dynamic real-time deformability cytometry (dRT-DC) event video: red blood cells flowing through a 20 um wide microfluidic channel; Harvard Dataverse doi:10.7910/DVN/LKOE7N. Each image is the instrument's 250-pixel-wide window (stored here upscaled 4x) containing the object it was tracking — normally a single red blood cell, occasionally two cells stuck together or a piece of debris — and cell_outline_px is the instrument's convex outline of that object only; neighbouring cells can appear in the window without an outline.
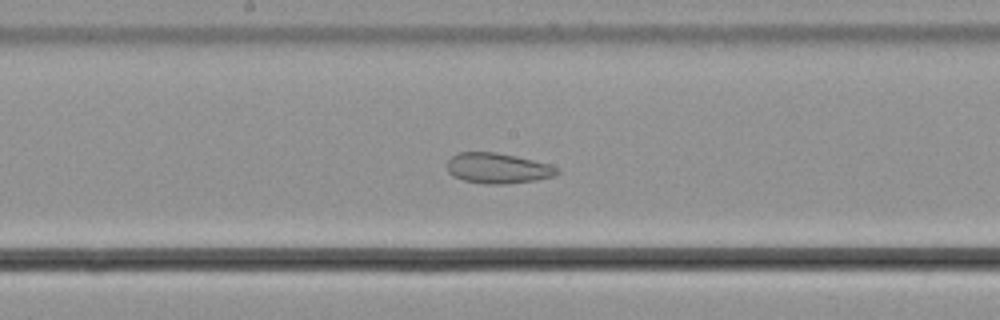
{"species": "common noctule bat (a hibernating species)", "species_latin": "Nyctalus noctula", "temperature_condition": "cold", "stored_images_in_passage": 58, "camera_frame_rate_fps": 3000, "um_per_image_px": 0.085, "animal": {"sex": "male", "body_mass_g": 21.5, "forearm_length_mm": 52.0}, "frame": {"image": 1, "passage_image": 31, "time_ms": 10.0, "image_size_px": [1000, 320], "cell_outline_px": [[560, 172], [556, 176], [536, 180], [504, 184], [484, 184], [464, 180], [452, 176], [448, 172], [448, 160], [452, 156], [460, 152], [496, 152], [516, 156], [548, 164], [560, 168]], "centroid_in_image_um": [42.33, 14.3], "position_along_channel_um": 205.9, "area_um2": 19.54}}
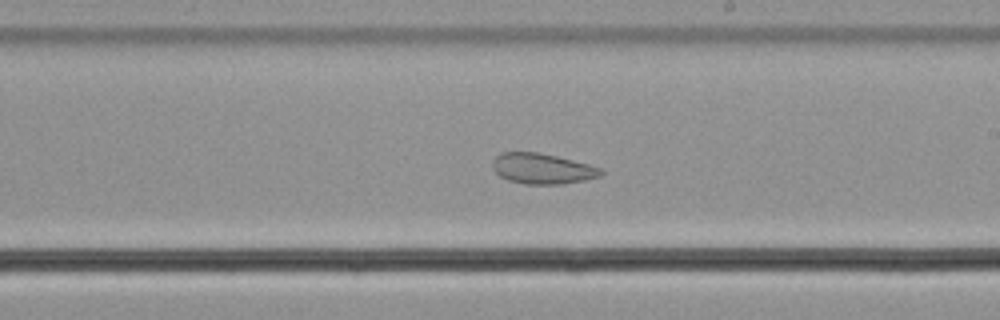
{"frame": {"image": 2, "passage_image": 34, "time_ms": 11.0, "image_size_px": [1000, 320], "cell_outline_px": [[604, 172], [600, 176], [584, 180], [564, 184], [524, 184], [508, 180], [500, 176], [492, 168], [492, 160], [500, 152], [536, 152], [556, 156], [604, 168]], "centroid_in_image_um": [46.09, 14.33], "position_along_channel_um": 242.9, "area_um2": 19.36}}
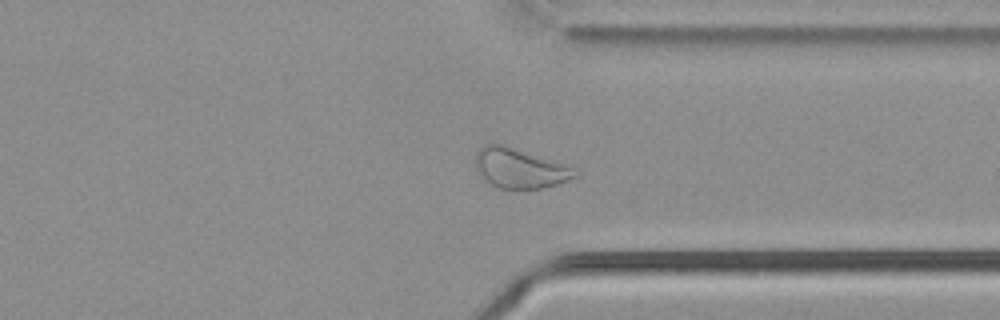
{"frame": {"image": 3, "passage_image": 44, "time_ms": 14.333, "image_size_px": [1000, 320], "cell_outline_px": [[580, 176], [556, 184], [540, 188], [496, 188], [488, 184], [476, 172], [476, 152], [484, 144], [500, 144], [564, 164], [580, 172]], "centroid_in_image_um": [44.14, 14.32], "position_along_channel_um": 367.3, "area_um2": 22.83}, "authors_computed_cell_mechanics": {"area_um2": 28.033, "velocity_mm_per_s": 3.7036, "shape_relaxation_time_tau1_ms": null, "shape_relaxation_time_tau2_ms": 1.6698, "deformation_change_tau1": null, "deformation_change_tau2": 0.0728}}